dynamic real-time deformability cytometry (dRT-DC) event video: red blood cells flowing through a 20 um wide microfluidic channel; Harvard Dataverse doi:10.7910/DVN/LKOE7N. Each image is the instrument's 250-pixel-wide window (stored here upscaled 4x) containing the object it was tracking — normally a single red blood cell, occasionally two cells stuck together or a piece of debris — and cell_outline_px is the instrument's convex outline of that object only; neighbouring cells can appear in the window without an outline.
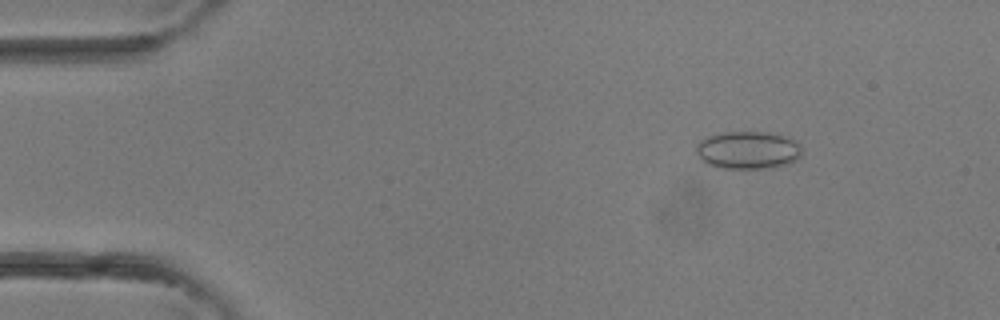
{"species": "common noctule bat (a hibernating species)", "species_latin": "Nyctalus noctula", "temperature_condition": "room temperature", "stored_images_in_passage": 3, "camera_frame_rate_fps": 3000, "um_per_image_px": 0.085, "animal": {"sex": "female"}, "frame": {"image": 1, "passage_image": 1, "time_ms": 0.0, "image_size_px": [1000, 320], "cell_outline_px": [[800, 156], [796, 160], [788, 164], [772, 168], [720, 168], [704, 164], [700, 160], [696, 152], [696, 144], [700, 140], [708, 136], [724, 132], [764, 132], [784, 136], [796, 140], [800, 144]], "centroid_in_image_um": [63.54, 12.77], "position_along_channel_um": 21.5, "area_um2": 23.47}}